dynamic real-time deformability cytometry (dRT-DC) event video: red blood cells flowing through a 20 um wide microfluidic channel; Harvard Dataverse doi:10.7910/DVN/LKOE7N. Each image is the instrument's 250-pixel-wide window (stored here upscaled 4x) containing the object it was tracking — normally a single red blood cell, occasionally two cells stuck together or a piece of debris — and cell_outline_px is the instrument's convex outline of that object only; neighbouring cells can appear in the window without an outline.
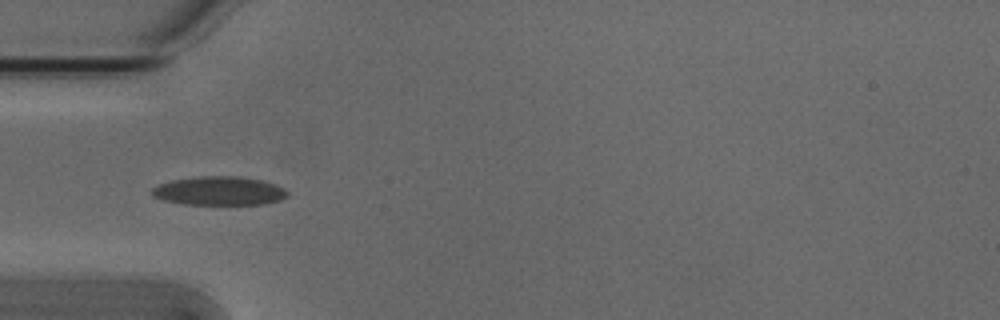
{"species": "Egyptian fruit bat (a non-hibernating species)", "species_latin": "Rousettus aegyptiacus", "temperature_condition": "cold", "stored_images_in_passage": 15, "camera_frame_rate_fps": 3000, "um_per_image_px": 0.085, "animal": {"sex": "male"}, "frame": {"image": 1, "passage_image": 3, "time_ms": 0.667, "image_size_px": [1000, 320], "cell_outline_px": [[288, 196], [280, 200], [264, 204], [184, 204], [164, 200], [152, 196], [152, 188], [160, 184], [172, 180], [196, 176], [236, 176], [260, 180], [276, 184], [284, 188], [288, 192]], "centroid_in_image_um": [18.64, 16.22], "position_along_channel_um": 66.4, "area_um2": 22.66}}
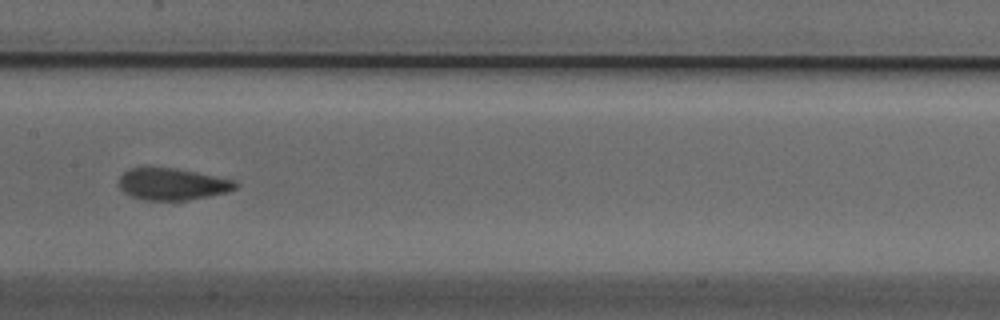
{"frame": {"image": 2, "passage_image": 13, "time_ms": 4.0, "image_size_px": [1000, 320], "cell_outline_px": [[236, 188], [228, 192], [184, 200], [144, 200], [132, 196], [124, 192], [120, 188], [120, 176], [128, 168], [144, 164], [148, 164], [176, 168], [236, 180]], "centroid_in_image_um": [14.58, 15.59], "position_along_channel_um": 192.8, "area_um2": 22.08}}